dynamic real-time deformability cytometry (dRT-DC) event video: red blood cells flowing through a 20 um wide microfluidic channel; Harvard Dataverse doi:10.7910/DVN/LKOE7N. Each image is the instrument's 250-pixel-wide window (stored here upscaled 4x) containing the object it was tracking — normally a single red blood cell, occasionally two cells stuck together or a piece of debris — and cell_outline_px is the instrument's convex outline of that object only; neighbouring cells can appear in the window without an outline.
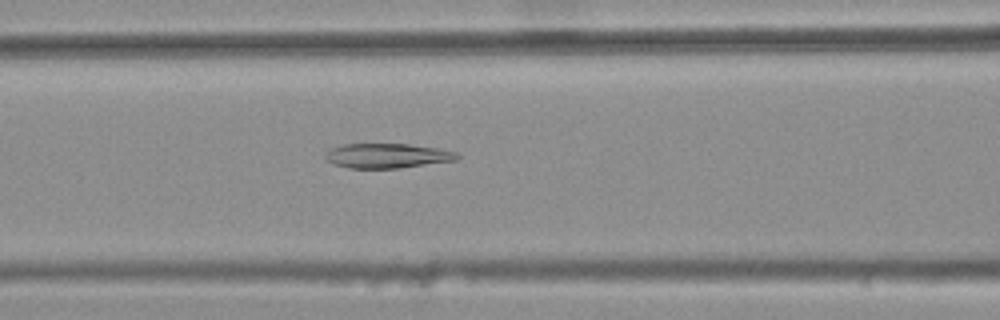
{"species": "common noctule bat (a hibernating species)", "species_latin": "Nyctalus noctula", "temperature_condition": "warm", "stored_images_in_passage": 21, "camera_frame_rate_fps": 3000, "um_per_image_px": 0.085, "animal": {"sex": "female", "body_mass_g": 25.1}, "frame": {"image": 1, "passage_image": 9, "time_ms": 2.667, "image_size_px": [1000, 320], "cell_outline_px": [[460, 156], [456, 160], [400, 168], [348, 168], [332, 164], [324, 156], [332, 148], [344, 144], [408, 144], [436, 148], [456, 152]], "centroid_in_image_um": [32.91, 13.24], "position_along_channel_um": 133.7, "area_um2": 18.79}}